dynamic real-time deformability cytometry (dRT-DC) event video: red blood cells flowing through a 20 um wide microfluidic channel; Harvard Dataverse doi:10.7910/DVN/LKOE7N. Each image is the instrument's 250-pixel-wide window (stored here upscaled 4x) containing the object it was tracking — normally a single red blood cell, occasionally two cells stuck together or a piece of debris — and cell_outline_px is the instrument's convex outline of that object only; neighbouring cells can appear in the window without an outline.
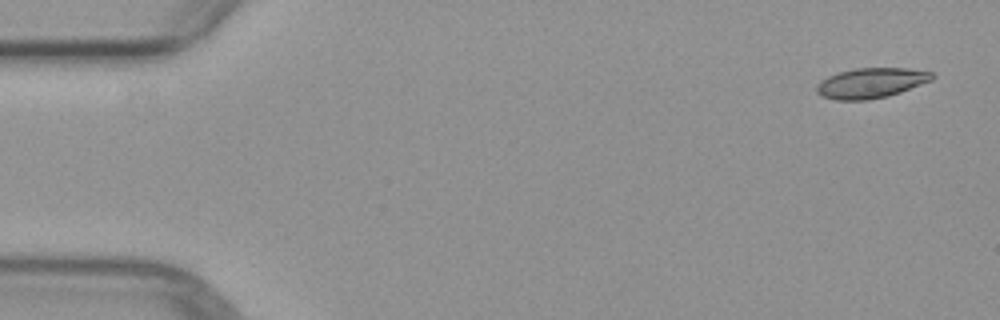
{"species": "common noctule bat (a hibernating species)", "species_latin": "Nyctalus noctula", "temperature_condition": "warm", "stored_images_in_passage": 6, "camera_frame_rate_fps": 3000, "um_per_image_px": 0.085, "animal": {"sex": "female", "body_mass_g": 29.2, "forearm_length_mm": 56.3}, "frame": {"image": 1, "passage_image": 1, "time_ms": 0.0, "image_size_px": [1000, 320], "cell_outline_px": [[936, 76], [932, 80], [900, 92], [888, 96], [868, 100], [836, 100], [820, 96], [816, 92], [816, 88], [820, 80], [828, 76], [840, 72], [856, 68], [908, 68], [932, 72]], "centroid_in_image_um": [74.03, 7.06], "position_along_channel_um": 11.0, "area_um2": 20.35}}
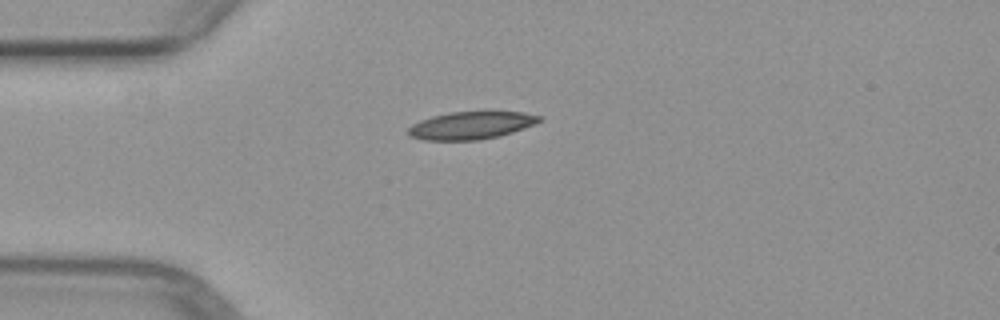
{"frame": {"image": 2, "passage_image": 4, "time_ms": 3.667, "image_size_px": [1000, 320], "cell_outline_px": [[544, 120], [536, 124], [500, 136], [480, 140], [424, 140], [408, 136], [408, 128], [412, 124], [420, 120], [432, 116], [452, 112], [484, 108], [524, 112], [544, 116]], "centroid_in_image_um": [40.14, 10.6], "position_along_channel_um": 44.9, "area_um2": 22.31}}
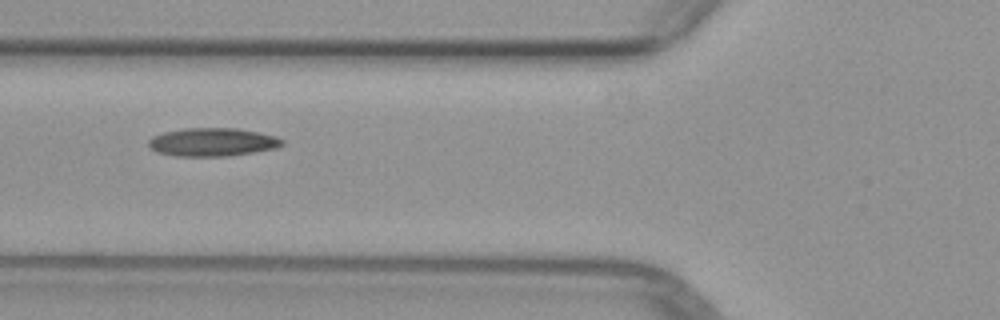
{"frame": {"image": 3, "passage_image": 6, "time_ms": 5.667, "image_size_px": [1000, 320], "cell_outline_px": [[284, 144], [276, 148], [228, 156], [176, 156], [156, 152], [148, 144], [148, 140], [152, 136], [164, 132], [184, 128], [236, 128], [276, 136], [284, 140]], "centroid_in_image_um": [18.05, 12.07], "position_along_channel_um": 107.8, "area_um2": 21.96}}